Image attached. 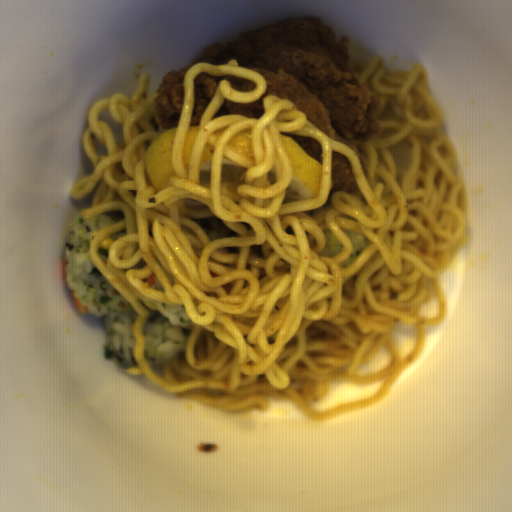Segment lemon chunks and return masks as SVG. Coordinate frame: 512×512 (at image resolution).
<instances>
[{
  "label": "lemon chunks",
  "instance_id": "obj_4",
  "mask_svg": "<svg viewBox=\"0 0 512 512\" xmlns=\"http://www.w3.org/2000/svg\"><path fill=\"white\" fill-rule=\"evenodd\" d=\"M387 148L397 164V178L402 183L403 173L408 169L412 158L409 142L404 138Z\"/></svg>",
  "mask_w": 512,
  "mask_h": 512
},
{
  "label": "lemon chunks",
  "instance_id": "obj_7",
  "mask_svg": "<svg viewBox=\"0 0 512 512\" xmlns=\"http://www.w3.org/2000/svg\"><path fill=\"white\" fill-rule=\"evenodd\" d=\"M200 131L199 126H188L182 149L184 169L188 175L192 147Z\"/></svg>",
  "mask_w": 512,
  "mask_h": 512
},
{
  "label": "lemon chunks",
  "instance_id": "obj_3",
  "mask_svg": "<svg viewBox=\"0 0 512 512\" xmlns=\"http://www.w3.org/2000/svg\"><path fill=\"white\" fill-rule=\"evenodd\" d=\"M227 144L232 152L255 163V153L251 127L240 130L234 135H232Z\"/></svg>",
  "mask_w": 512,
  "mask_h": 512
},
{
  "label": "lemon chunks",
  "instance_id": "obj_5",
  "mask_svg": "<svg viewBox=\"0 0 512 512\" xmlns=\"http://www.w3.org/2000/svg\"><path fill=\"white\" fill-rule=\"evenodd\" d=\"M247 170L222 153L220 175L221 181L242 183V176Z\"/></svg>",
  "mask_w": 512,
  "mask_h": 512
},
{
  "label": "lemon chunks",
  "instance_id": "obj_1",
  "mask_svg": "<svg viewBox=\"0 0 512 512\" xmlns=\"http://www.w3.org/2000/svg\"><path fill=\"white\" fill-rule=\"evenodd\" d=\"M282 148L292 169L291 180L285 189L282 203L318 199L323 163L309 155L293 138L280 134Z\"/></svg>",
  "mask_w": 512,
  "mask_h": 512
},
{
  "label": "lemon chunks",
  "instance_id": "obj_6",
  "mask_svg": "<svg viewBox=\"0 0 512 512\" xmlns=\"http://www.w3.org/2000/svg\"><path fill=\"white\" fill-rule=\"evenodd\" d=\"M215 149L216 147L206 142L199 163L200 183L210 184L211 164Z\"/></svg>",
  "mask_w": 512,
  "mask_h": 512
},
{
  "label": "lemon chunks",
  "instance_id": "obj_2",
  "mask_svg": "<svg viewBox=\"0 0 512 512\" xmlns=\"http://www.w3.org/2000/svg\"><path fill=\"white\" fill-rule=\"evenodd\" d=\"M176 129L177 127L158 133L146 151L145 172L156 194L170 186L169 179L175 175L172 146Z\"/></svg>",
  "mask_w": 512,
  "mask_h": 512
}]
</instances>
